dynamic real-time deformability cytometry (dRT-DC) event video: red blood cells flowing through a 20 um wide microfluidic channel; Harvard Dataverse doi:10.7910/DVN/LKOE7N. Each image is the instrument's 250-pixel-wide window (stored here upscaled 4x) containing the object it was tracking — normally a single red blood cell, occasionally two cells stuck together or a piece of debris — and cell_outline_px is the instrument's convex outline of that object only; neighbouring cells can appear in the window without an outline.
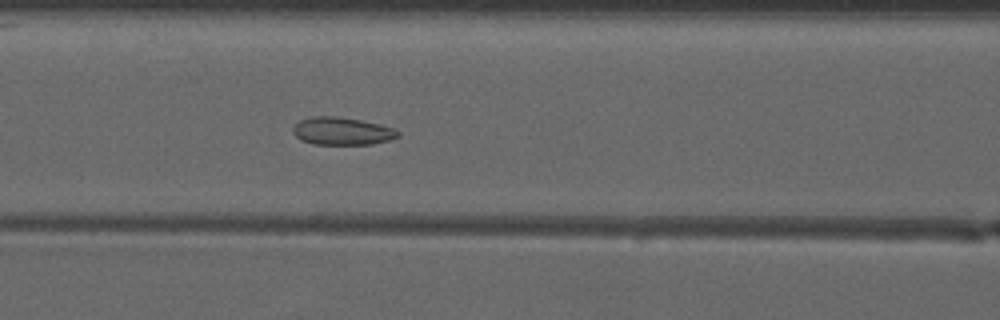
{"species": "common noctule bat (a hibernating species)", "species_latin": "Nyctalus noctula", "temperature_condition": "warm", "stored_images_in_passage": 50, "camera_frame_rate_fps": 3000, "um_per_image_px": 0.085, "animal": {"sex": "male", "forearm_length_mm": 52.5}, "frame": {"image": 1, "passage_image": 22, "time_ms": 7.0, "image_size_px": [1000, 320], "cell_outline_px": [[400, 136], [388, 140], [372, 144], [312, 144], [300, 140], [292, 132], [292, 128], [300, 120], [312, 116], [336, 116], [360, 120], [380, 124], [392, 128], [400, 132]], "centroid_in_image_um": [29.05, 11.14], "position_along_channel_um": 137.6, "area_um2": 16.94}}
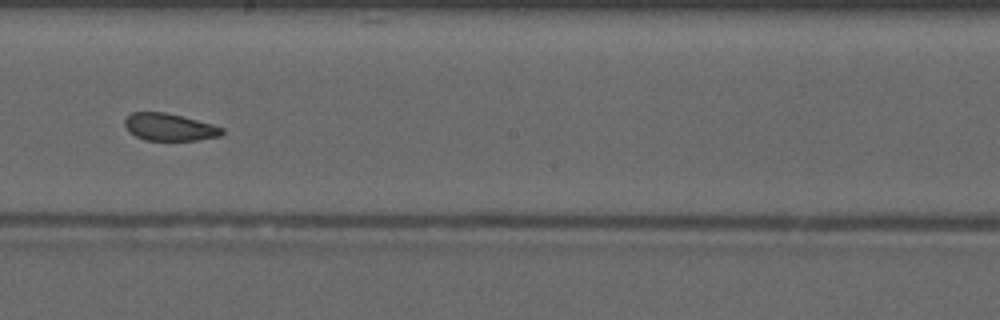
{"frame": {"image": 2, "passage_image": 29, "time_ms": 9.333, "image_size_px": [1000, 320], "cell_outline_px": [[224, 132], [220, 136], [196, 140], [144, 140], [128, 132], [124, 124], [124, 120], [132, 112], [164, 112], [212, 124], [224, 128]], "centroid_in_image_um": [14.38, 10.81], "position_along_channel_um": 233.8, "area_um2": 15.37}}
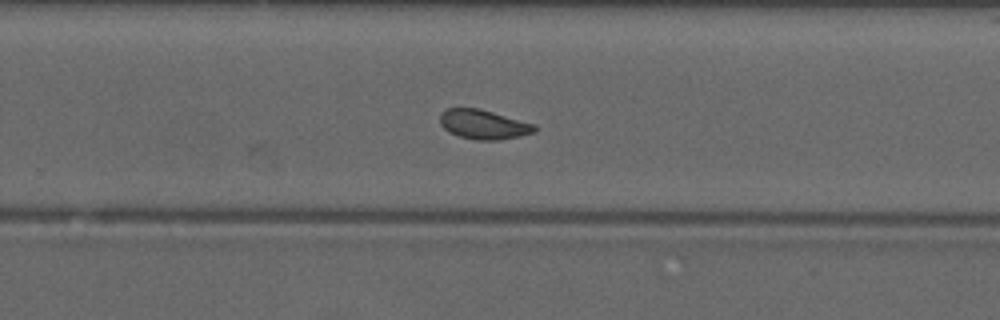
{"frame": {"image": 3, "passage_image": 33, "time_ms": 10.667, "image_size_px": [1000, 320], "cell_outline_px": [[536, 132], [520, 136], [500, 140], [476, 140], [460, 136], [448, 132], [440, 124], [440, 116], [444, 108], [480, 108], [536, 124]], "centroid_in_image_um": [41.11, 10.57], "position_along_channel_um": 288.7, "area_um2": 16.42}, "authors_computed_cell_mechanics": {"area_um2": 16.9065, "velocity_mm_per_s": 4.1384, "shape_relaxation_time_tau1_ms": null, "shape_relaxation_time_tau2_ms": 1.296, "deformation_change_tau1": null, "deformation_change_tau2": 0.0761}}